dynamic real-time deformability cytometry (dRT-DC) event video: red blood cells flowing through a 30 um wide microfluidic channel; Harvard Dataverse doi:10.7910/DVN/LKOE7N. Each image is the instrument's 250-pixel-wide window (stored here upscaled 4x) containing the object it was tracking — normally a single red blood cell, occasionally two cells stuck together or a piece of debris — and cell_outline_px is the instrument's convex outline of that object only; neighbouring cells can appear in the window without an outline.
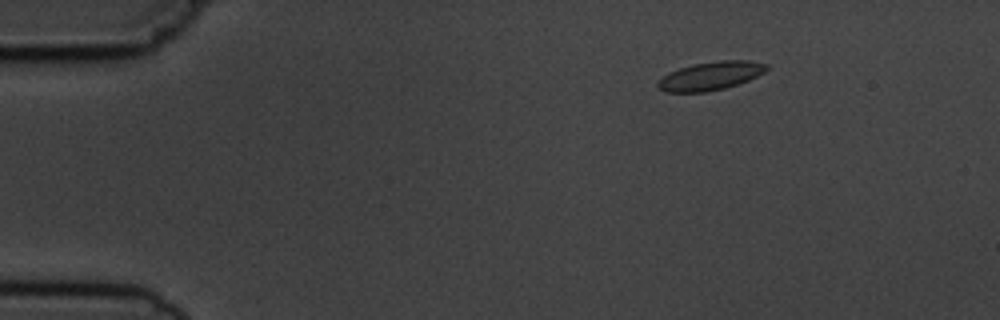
{"species": "common noctule bat (a hibernating species)", "species_latin": "Nyctalus noctula", "temperature_condition": "cold", "stored_images_in_passage": 4, "camera_frame_rate_fps": 3000, "um_per_image_px": 0.085, "animal": {"sex": "male", "body_mass_g": 19.5, "forearm_length_mm": 54.6}, "frame": {"image": 1, "passage_image": 1, "time_ms": 0.0, "image_size_px": [1000, 320], "cell_outline_px": [[768, 68], [764, 72], [748, 80], [724, 88], [704, 92], [664, 92], [656, 88], [656, 84], [668, 72], [692, 64], [720, 60], [748, 60], [768, 64]], "centroid_in_image_um": [60.37, 6.45], "position_along_channel_um": 24.6, "area_um2": 17.98}}
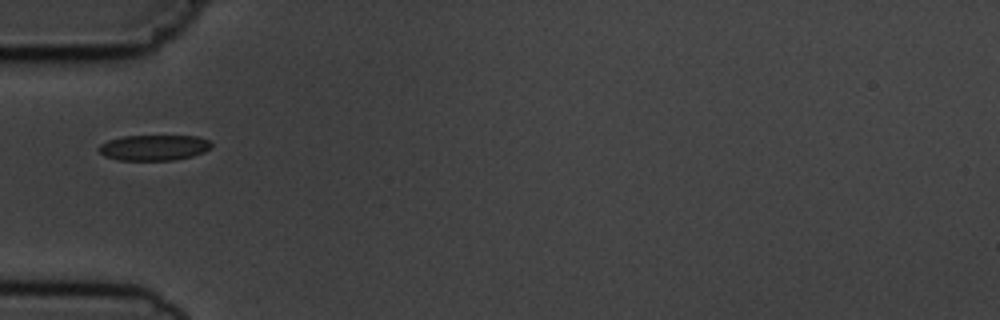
{"frame": {"image": 2, "passage_image": 4, "time_ms": 3.333, "image_size_px": [1000, 320], "cell_outline_px": [[212, 148], [204, 152], [192, 156], [172, 160], [120, 160], [104, 156], [96, 148], [100, 144], [108, 140], [124, 136], [196, 136], [208, 140], [212, 144]], "centroid_in_image_um": [13.07, 12.55], "position_along_channel_um": 71.9, "area_um2": 16.82}}